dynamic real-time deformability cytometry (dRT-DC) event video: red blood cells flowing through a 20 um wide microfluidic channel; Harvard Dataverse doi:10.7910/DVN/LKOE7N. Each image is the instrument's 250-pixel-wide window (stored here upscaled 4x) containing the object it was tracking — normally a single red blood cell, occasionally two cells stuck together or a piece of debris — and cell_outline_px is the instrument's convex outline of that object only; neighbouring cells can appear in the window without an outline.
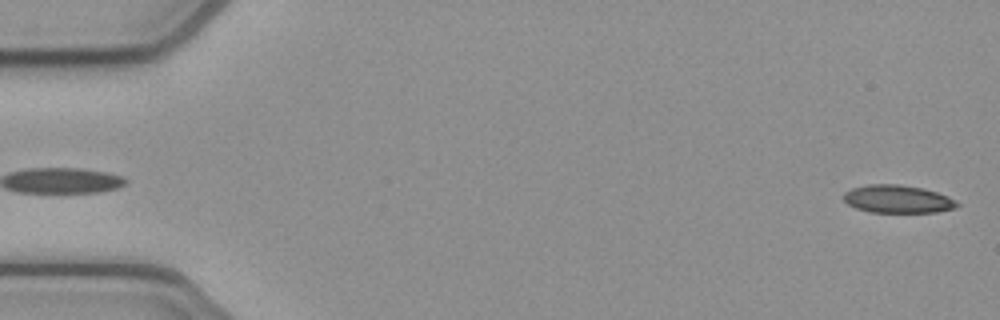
{"species": "common noctule bat (a hibernating species)", "species_latin": "Nyctalus noctula", "temperature_condition": "cold", "stored_images_in_passage": 12, "camera_frame_rate_fps": 3000, "um_per_image_px": 0.085, "animal": {"sex": "female", "body_mass_g": 21.9}, "frame": {"image": 1, "passage_image": 1, "time_ms": 0.0, "image_size_px": [1000, 320], "cell_outline_px": [[960, 204], [956, 208], [936, 212], [872, 212], [856, 208], [848, 204], [844, 200], [844, 192], [852, 188], [868, 184], [900, 184], [924, 188], [948, 196]], "centroid_in_image_um": [76.31, 16.91], "position_along_channel_um": 8.7, "area_um2": 18.44}}